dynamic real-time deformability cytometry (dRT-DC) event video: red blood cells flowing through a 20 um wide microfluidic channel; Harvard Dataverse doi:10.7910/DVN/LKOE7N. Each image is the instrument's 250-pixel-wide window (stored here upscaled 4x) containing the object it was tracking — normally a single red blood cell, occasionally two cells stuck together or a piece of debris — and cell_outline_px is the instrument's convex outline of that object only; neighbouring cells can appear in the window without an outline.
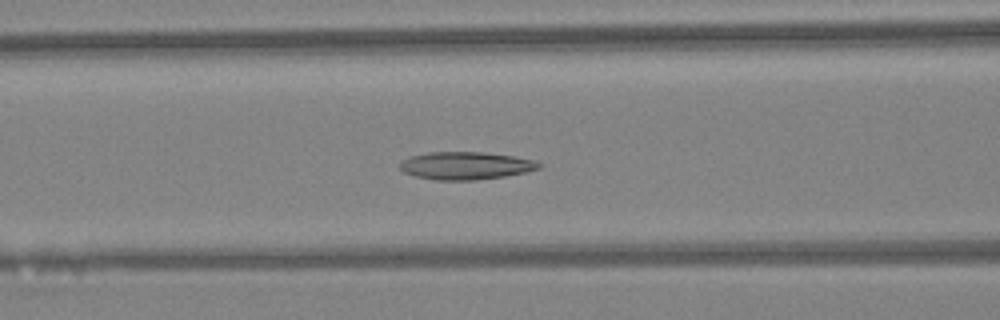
{"species": "Egyptian fruit bat (a non-hibernating species)", "species_latin": "Rousettus aegyptiacus", "temperature_condition": "warm", "stored_images_in_passage": 46, "camera_frame_rate_fps": 3000, "um_per_image_px": 0.085, "animal": {"sex": "female"}, "frame": {"image": 1, "passage_image": 18, "time_ms": 5.667, "image_size_px": [1000, 320], "cell_outline_px": [[544, 164], [540, 168], [528, 172], [504, 176], [476, 180], [436, 180], [412, 176], [404, 172], [400, 168], [400, 160], [412, 156], [428, 152], [480, 152], [512, 156], [536, 160]], "centroid_in_image_um": [39.6, 14.08], "position_along_channel_um": 127.0, "area_um2": 22.6}}
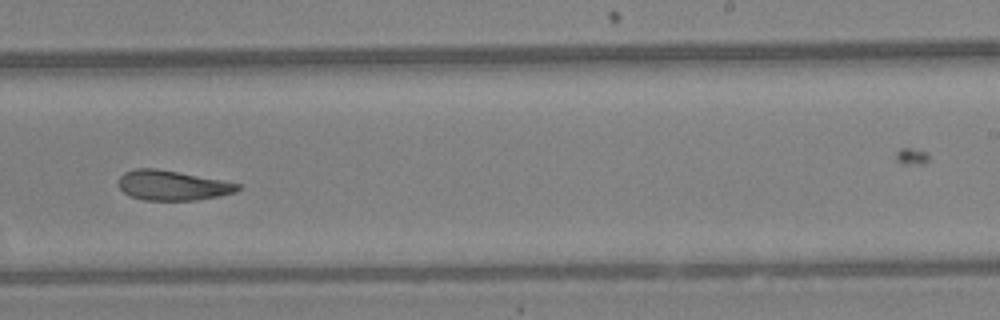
{"frame": {"image": 2, "passage_image": 28, "time_ms": 9.0, "image_size_px": [1000, 320], "cell_outline_px": [[240, 188], [236, 192], [220, 196], [196, 200], [144, 200], [128, 196], [116, 184], [120, 176], [124, 172], [136, 168], [156, 168], [220, 180], [240, 184]], "centroid_in_image_um": [14.6, 15.76], "position_along_channel_um": 274.4, "area_um2": 20.75}}
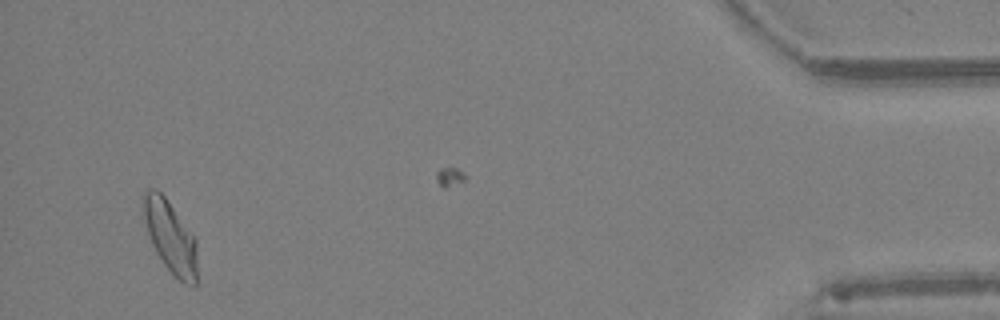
{"frame": {"image": 3, "passage_image": 43, "time_ms": 14.0, "image_size_px": [1000, 320], "cell_outline_px": [[196, 284], [184, 284], [164, 264], [156, 252], [152, 244], [148, 232], [140, 204], [144, 192], [148, 188], [156, 188], [164, 196], [196, 240]], "centroid_in_image_um": [14.43, 20.08], "position_along_channel_um": 420.8, "area_um2": 22.2}, "authors_computed_cell_mechanics": {"area_um2": 22.0796, "velocity_mm_per_s": 4.4493, "shape_relaxation_time_tau1_ms": null, "shape_relaxation_time_tau2_ms": 3.7552, "deformation_change_tau1": null, "deformation_change_tau2": 0.1249}}